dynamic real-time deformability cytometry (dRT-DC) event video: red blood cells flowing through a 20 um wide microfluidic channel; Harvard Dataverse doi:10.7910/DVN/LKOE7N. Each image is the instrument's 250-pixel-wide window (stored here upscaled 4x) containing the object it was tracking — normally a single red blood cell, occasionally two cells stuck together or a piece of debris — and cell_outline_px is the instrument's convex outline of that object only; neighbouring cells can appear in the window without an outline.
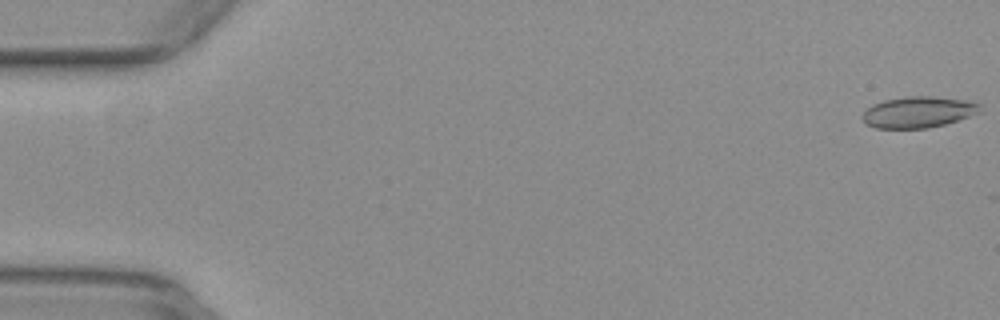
{"species": "common noctule bat (a hibernating species)", "species_latin": "Nyctalus noctula", "temperature_condition": "warm", "stored_images_in_passage": 19, "camera_frame_rate_fps": 3000, "um_per_image_px": 0.085, "animal": {"sex": "female", "body_mass_g": 29.2, "forearm_length_mm": 56.3}, "frame": {"image": 1, "passage_image": 1, "time_ms": 0.0, "image_size_px": [1000, 320], "cell_outline_px": [[980, 112], [944, 124], [928, 128], [876, 128], [864, 124], [860, 116], [872, 104], [884, 100], [908, 96], [932, 96], [968, 100], [980, 104]], "centroid_in_image_um": [78.0, 9.52], "position_along_channel_um": 7.0, "area_um2": 21.39}}
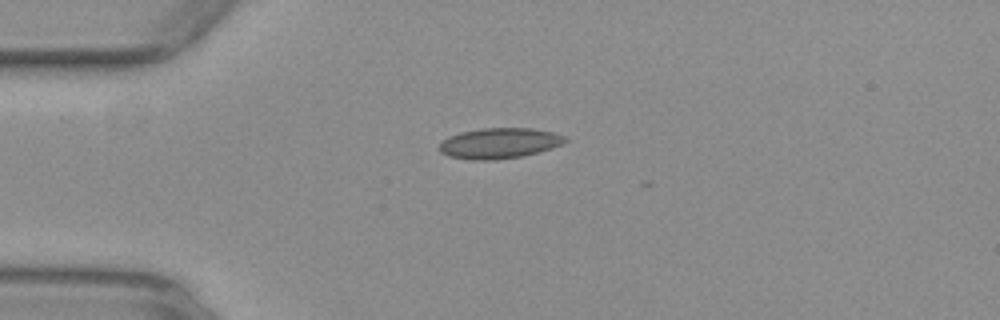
{"frame": {"image": 2, "passage_image": 14, "time_ms": 4.333, "image_size_px": [1000, 320], "cell_outline_px": [[568, 140], [552, 148], [540, 152], [524, 156], [496, 160], [472, 160], [448, 156], [440, 152], [440, 144], [448, 136], [460, 132], [484, 128], [532, 128], [552, 132], [568, 136]], "centroid_in_image_um": [42.47, 12.18], "position_along_channel_um": 42.5, "area_um2": 22.54}}